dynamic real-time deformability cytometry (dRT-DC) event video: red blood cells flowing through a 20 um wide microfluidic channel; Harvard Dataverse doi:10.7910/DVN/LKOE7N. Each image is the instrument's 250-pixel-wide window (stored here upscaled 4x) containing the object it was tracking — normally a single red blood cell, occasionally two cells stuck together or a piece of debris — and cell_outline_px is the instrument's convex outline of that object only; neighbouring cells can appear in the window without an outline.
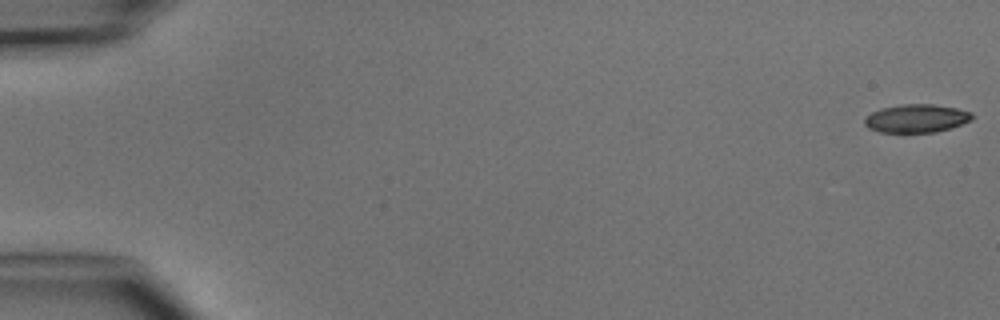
{"species": "common noctule bat (a hibernating species)", "species_latin": "Nyctalus noctula", "temperature_condition": "cold", "stored_images_in_passage": 5, "camera_frame_rate_fps": 3000, "um_per_image_px": 0.085, "animal": {"sex": "male", "body_mass_g": 15.6}, "frame": {"image": 1, "passage_image": 1, "time_ms": 0.0, "image_size_px": [1000, 320], "cell_outline_px": [[972, 120], [936, 132], [880, 132], [868, 128], [864, 124], [864, 120], [872, 112], [880, 108], [900, 104], [932, 104], [956, 108], [972, 112]], "centroid_in_image_um": [77.87, 10.05], "position_along_channel_um": 7.1, "area_um2": 17.57}}
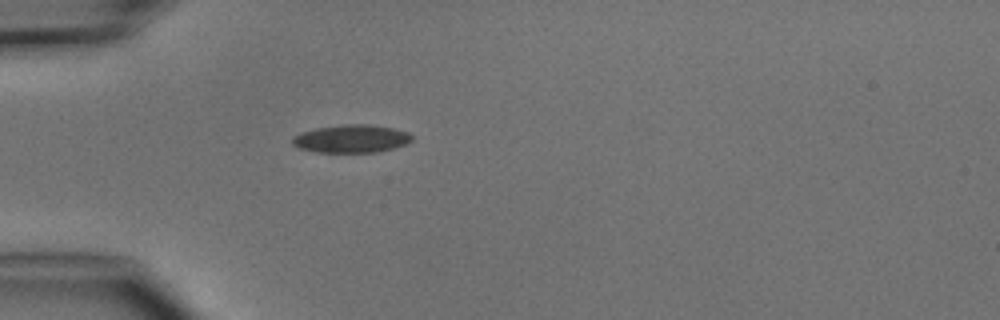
{"frame": {"image": 2, "passage_image": 5, "time_ms": 4.667, "image_size_px": [1000, 320], "cell_outline_px": [[412, 140], [404, 144], [392, 148], [376, 152], [316, 152], [300, 148], [292, 144], [292, 136], [300, 132], [316, 128], [344, 124], [364, 124], [392, 128], [408, 132], [412, 136]], "centroid_in_image_um": [29.82, 11.79], "position_along_channel_um": 55.2, "area_um2": 19.31}}